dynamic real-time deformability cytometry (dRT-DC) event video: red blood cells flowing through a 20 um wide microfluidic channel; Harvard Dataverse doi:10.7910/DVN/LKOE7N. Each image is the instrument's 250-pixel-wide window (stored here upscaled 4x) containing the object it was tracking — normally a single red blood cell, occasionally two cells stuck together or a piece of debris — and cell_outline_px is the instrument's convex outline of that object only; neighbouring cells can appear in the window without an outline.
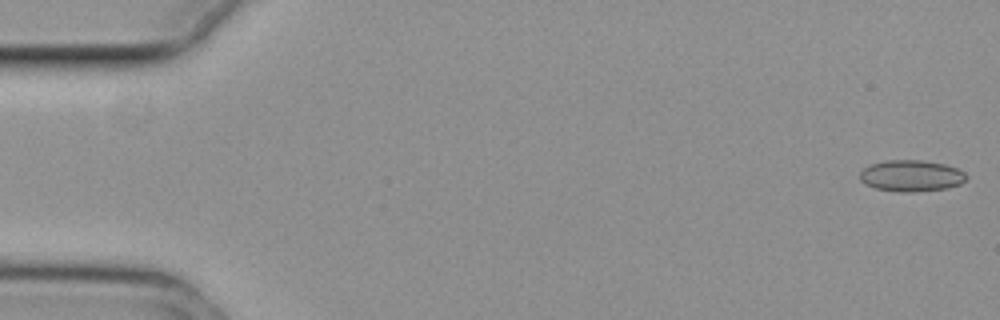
{"species": "common noctule bat (a hibernating species)", "species_latin": "Nyctalus noctula", "temperature_condition": "cold", "stored_images_in_passage": 55, "camera_frame_rate_fps": 3000, "um_per_image_px": 0.085, "animal": {"sex": "female", "body_mass_g": 29.2, "forearm_length_mm": 56.3}, "frame": {"image": 1, "passage_image": 1, "time_ms": 0.0, "image_size_px": [1000, 320], "cell_outline_px": [[968, 176], [960, 184], [948, 188], [912, 192], [900, 192], [876, 188], [864, 184], [860, 180], [860, 172], [868, 164], [884, 160], [920, 160], [944, 164], [956, 168], [964, 172]], "centroid_in_image_um": [77.43, 14.94], "position_along_channel_um": 7.6, "area_um2": 19.54}}
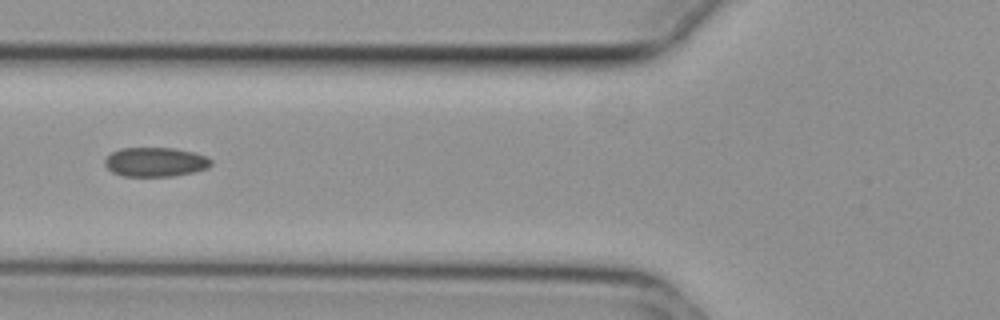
{"frame": {"image": 2, "passage_image": 21, "time_ms": 6.667, "image_size_px": [1000, 320], "cell_outline_px": [[212, 164], [208, 168], [192, 172], [172, 176], [124, 176], [112, 172], [104, 164], [104, 160], [112, 152], [120, 148], [176, 148], [208, 156], [212, 160]], "centroid_in_image_um": [13.22, 13.76], "position_along_channel_um": 112.6, "area_um2": 18.15}}
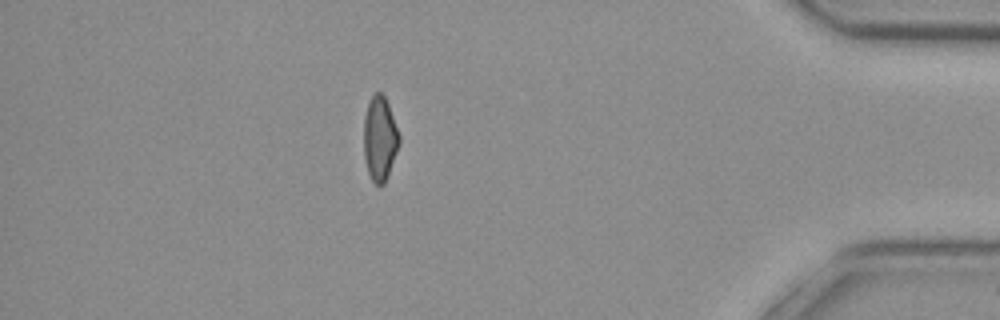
{"frame": {"image": 3, "passage_image": 48, "time_ms": 15.667, "image_size_px": [1000, 320], "cell_outline_px": [[400, 144], [388, 176], [384, 184], [376, 184], [372, 180], [368, 172], [364, 156], [364, 116], [368, 104], [372, 96], [376, 92], [380, 92], [384, 96], [388, 104], [400, 136]], "centroid_in_image_um": [32.29, 11.79], "position_along_channel_um": 402.9, "area_um2": 17.34}, "authors_computed_cell_mechanics": {"area_um2": 18.496, "velocity_mm_per_s": 3.7469, "shape_relaxation_time_tau1_ms": null, "shape_relaxation_time_tau2_ms": 2.7937, "deformation_change_tau1": null, "deformation_change_tau2": 0.09}}